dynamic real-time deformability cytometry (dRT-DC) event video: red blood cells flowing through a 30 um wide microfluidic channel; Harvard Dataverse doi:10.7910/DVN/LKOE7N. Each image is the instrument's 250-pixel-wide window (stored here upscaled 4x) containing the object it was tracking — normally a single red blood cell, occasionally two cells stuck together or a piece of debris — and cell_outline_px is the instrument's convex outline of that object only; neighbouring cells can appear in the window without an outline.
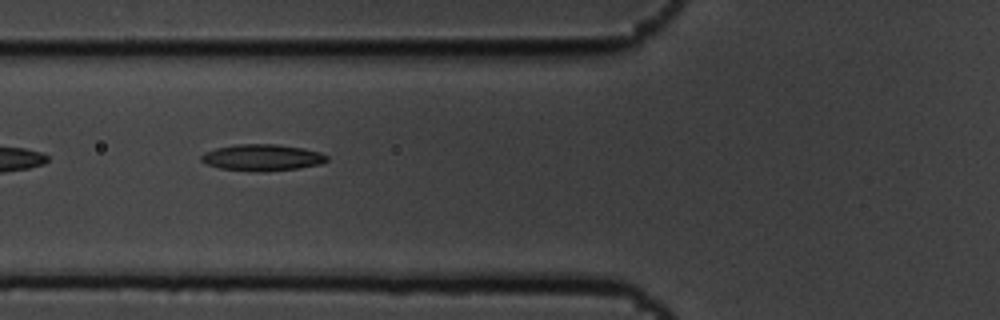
{"species": "common noctule bat (a hibernating species)", "species_latin": "Nyctalus noctula", "temperature_condition": "cold", "stored_images_in_passage": 5, "camera_frame_rate_fps": 3000, "um_per_image_px": 0.085, "animal": {"sex": "male", "body_mass_g": 19.5, "forearm_length_mm": 54.6}, "frame": {"image": 1, "passage_image": 4, "time_ms": 1.0, "image_size_px": [1000, 320], "cell_outline_px": [[328, 160], [320, 164], [300, 168], [264, 172], [220, 168], [208, 164], [200, 160], [200, 156], [204, 152], [216, 148], [236, 144], [276, 144], [304, 148], [320, 152], [328, 156]], "centroid_in_image_um": [22.3, 13.38], "position_along_channel_um": 103.5, "area_um2": 19.42}}
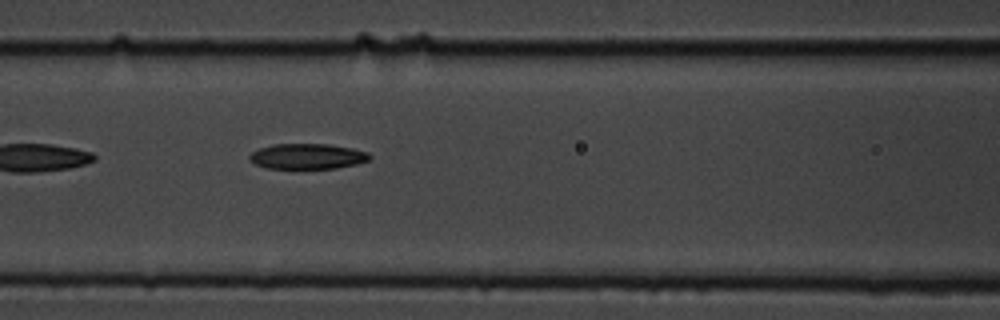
{"frame": {"image": 2, "passage_image": 5, "time_ms": 1.333, "image_size_px": [1000, 320], "cell_outline_px": [[372, 156], [368, 160], [356, 164], [336, 168], [268, 168], [256, 164], [248, 156], [252, 152], [260, 148], [272, 144], [328, 144], [352, 148], [368, 152]], "centroid_in_image_um": [26.15, 13.28], "position_along_channel_um": 140.4, "area_um2": 17.63}}